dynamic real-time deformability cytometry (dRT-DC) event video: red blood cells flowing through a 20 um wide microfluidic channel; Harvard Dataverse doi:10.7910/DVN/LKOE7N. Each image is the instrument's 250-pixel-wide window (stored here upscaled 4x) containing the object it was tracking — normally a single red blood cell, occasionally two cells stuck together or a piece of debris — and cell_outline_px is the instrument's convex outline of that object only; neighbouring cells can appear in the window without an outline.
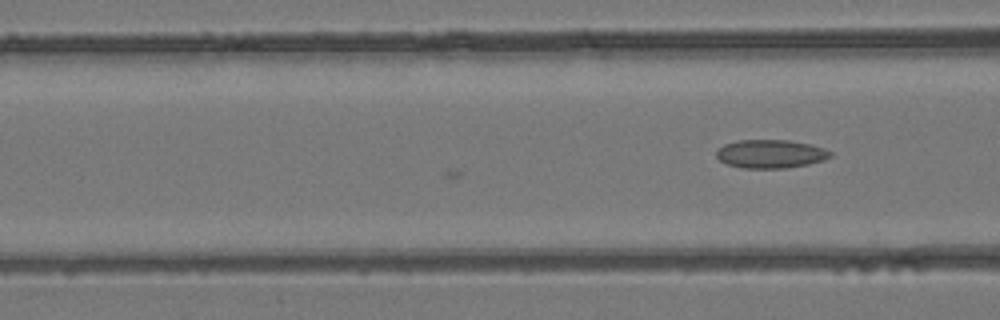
{"species": "common noctule bat (a hibernating species)", "species_latin": "Nyctalus noctula", "temperature_condition": "room temperature", "stored_images_in_passage": 12, "camera_frame_rate_fps": 3000, "um_per_image_px": 0.085, "animal": {"sex": "female", "body_mass_g": 24.6, "forearm_length_mm": 56.2}, "frame": {"image": 1, "passage_image": 12, "time_ms": 3.667, "image_size_px": [1000, 320], "cell_outline_px": [[832, 156], [824, 160], [808, 164], [784, 168], [740, 168], [728, 164], [720, 160], [716, 156], [716, 152], [724, 144], [736, 140], [788, 140], [808, 144], [824, 148], [832, 152]], "centroid_in_image_um": [65.5, 13.08], "position_along_channel_um": 101.1, "area_um2": 18.84}}